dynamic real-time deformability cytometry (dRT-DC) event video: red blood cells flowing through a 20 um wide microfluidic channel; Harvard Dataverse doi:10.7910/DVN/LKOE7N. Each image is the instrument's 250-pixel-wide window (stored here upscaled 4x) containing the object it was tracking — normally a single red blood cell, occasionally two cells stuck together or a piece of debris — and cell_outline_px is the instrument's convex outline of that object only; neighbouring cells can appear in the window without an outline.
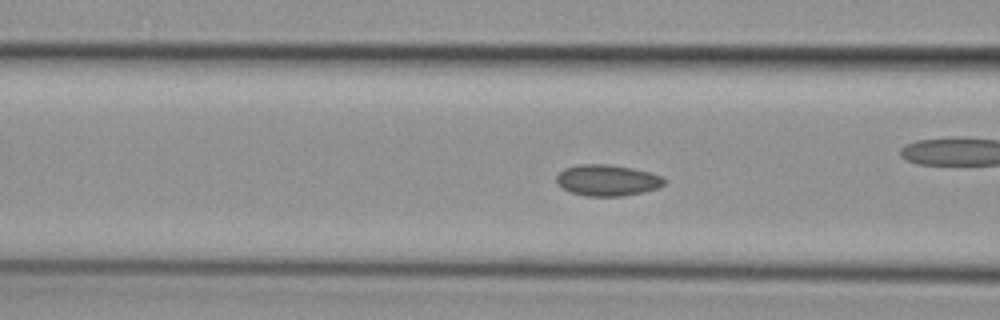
{"species": "common noctule bat (a hibernating species)", "species_latin": "Nyctalus noctula", "temperature_condition": "cold", "stored_images_in_passage": 41, "camera_frame_rate_fps": 3000, "um_per_image_px": 0.085, "animal": {"sex": "female", "body_mass_g": 29.2, "forearm_length_mm": 56.3}, "frame": {"image": 1, "passage_image": 7, "time_ms": 2.0, "image_size_px": [1000, 320], "cell_outline_px": [[664, 184], [656, 188], [640, 192], [620, 196], [584, 196], [572, 192], [556, 184], [556, 176], [564, 168], [580, 164], [608, 164], [632, 168], [652, 172], [664, 176]], "centroid_in_image_um": [51.61, 15.31], "position_along_channel_um": 115.0, "area_um2": 19.54}, "authors_computed_cell_mechanics": {"area_um2": 18.7272, "velocity_mm_per_s": 3.7759, "shape_relaxation_time_tau1_ms": null, "shape_relaxation_time_tau2_ms": 2.4168, "deformation_change_tau1": null, "deformation_change_tau2": 0.0605}}